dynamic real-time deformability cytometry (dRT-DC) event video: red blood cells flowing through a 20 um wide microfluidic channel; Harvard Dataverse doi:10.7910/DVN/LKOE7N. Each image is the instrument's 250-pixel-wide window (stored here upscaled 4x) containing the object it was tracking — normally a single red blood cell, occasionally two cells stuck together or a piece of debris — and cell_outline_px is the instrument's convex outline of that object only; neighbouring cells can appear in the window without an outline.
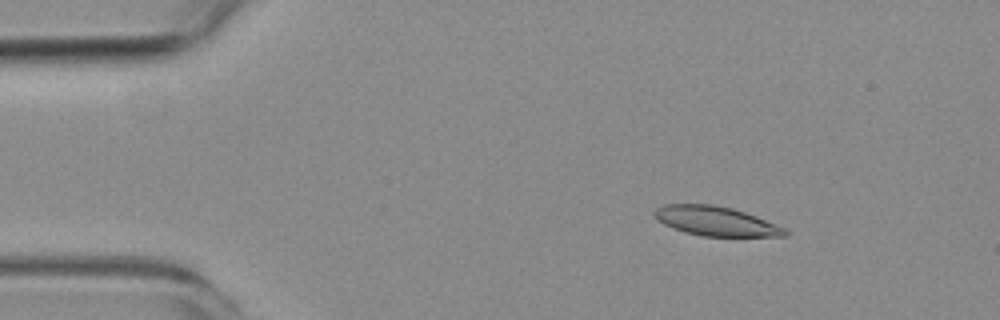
{"species": "common noctule bat (a hibernating species)", "species_latin": "Nyctalus noctula", "temperature_condition": "room temperature", "stored_images_in_passage": 5, "camera_frame_rate_fps": 3000, "um_per_image_px": 0.085, "animal": {"sex": "female", "body_mass_g": 19.3, "forearm_length_mm": 54.1}, "frame": {"image": 1, "passage_image": 3, "time_ms": 2.333, "image_size_px": [1000, 320], "cell_outline_px": [[788, 236], [704, 236], [684, 232], [672, 228], [656, 220], [652, 216], [652, 212], [656, 208], [664, 204], [712, 204], [732, 208], [756, 216], [784, 228], [788, 232]], "centroid_in_image_um": [60.77, 18.79], "position_along_channel_um": 24.2, "area_um2": 22.37}}
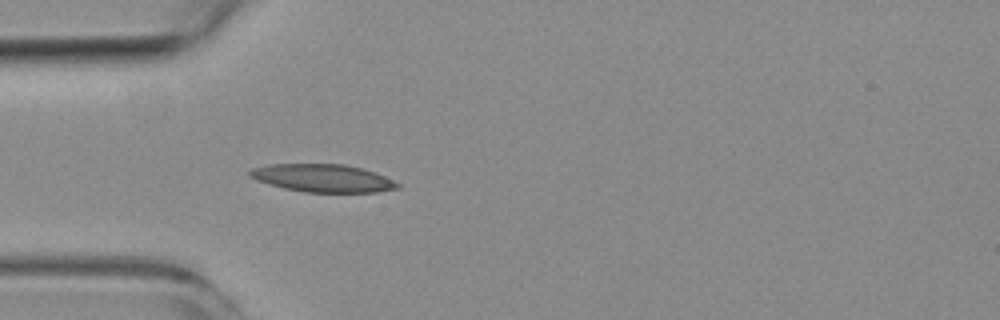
{"frame": {"image": 2, "passage_image": 5, "time_ms": 5.0, "image_size_px": [1000, 320], "cell_outline_px": [[400, 188], [376, 192], [304, 192], [284, 188], [268, 184], [256, 180], [248, 176], [248, 172], [252, 168], [268, 164], [344, 164], [360, 168], [384, 176], [400, 184]], "centroid_in_image_um": [27.39, 15.14], "position_along_channel_um": 57.6, "area_um2": 23.87}}